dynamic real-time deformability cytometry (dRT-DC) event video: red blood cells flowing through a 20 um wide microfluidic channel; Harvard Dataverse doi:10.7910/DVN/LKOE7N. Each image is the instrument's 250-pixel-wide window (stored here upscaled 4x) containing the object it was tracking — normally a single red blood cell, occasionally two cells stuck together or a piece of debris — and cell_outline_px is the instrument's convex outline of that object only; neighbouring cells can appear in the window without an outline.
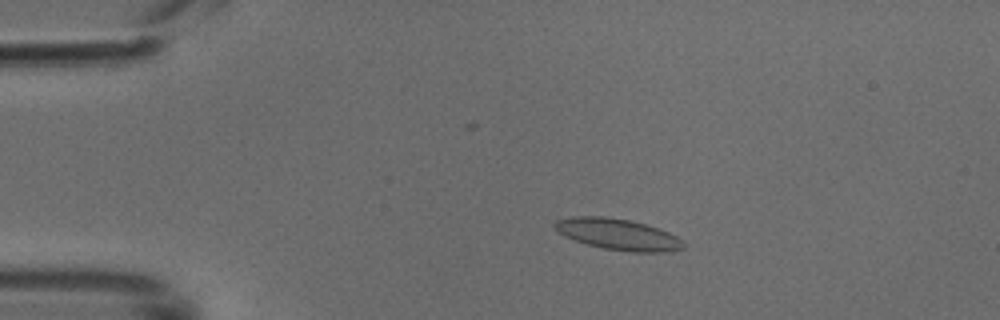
{"species": "common noctule bat (a hibernating species)", "species_latin": "Nyctalus noctula", "temperature_condition": "cold", "stored_images_in_passage": 49, "camera_frame_rate_fps": 3000, "um_per_image_px": 0.085, "animal": {"sex": "male", "body_mass_g": 18.8}, "frame": {"image": 1, "passage_image": 9, "time_ms": 2.667, "image_size_px": [1000, 320], "cell_outline_px": [[684, 248], [664, 252], [632, 252], [604, 248], [588, 244], [564, 236], [556, 232], [552, 224], [556, 220], [572, 216], [604, 216], [632, 220], [668, 232], [684, 240]], "centroid_in_image_um": [52.49, 19.9], "position_along_channel_um": 32.5, "area_um2": 23.41}}
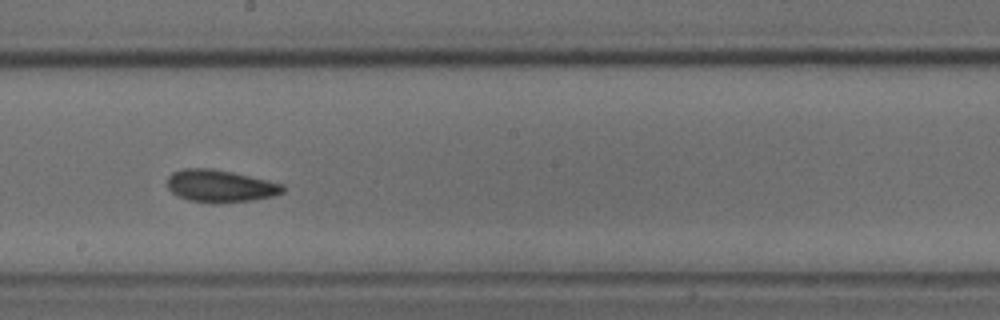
{"frame": {"image": 2, "passage_image": 27, "time_ms": 8.667, "image_size_px": [1000, 320], "cell_outline_px": [[284, 192], [272, 196], [252, 200], [216, 204], [212, 204], [188, 200], [172, 192], [168, 188], [168, 176], [172, 172], [184, 168], [212, 168], [232, 172], [284, 184]], "centroid_in_image_um": [18.71, 15.81], "position_along_channel_um": 229.5, "area_um2": 21.85}}
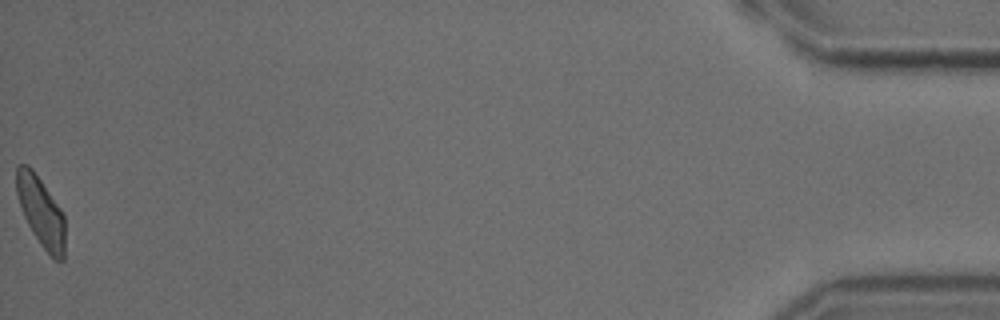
{"frame": {"image": 3, "passage_image": 49, "time_ms": 16.0, "image_size_px": [1000, 320], "cell_outline_px": [[64, 260], [52, 260], [40, 244], [32, 232], [24, 216], [16, 192], [16, 168], [20, 164], [28, 164], [32, 168], [60, 208], [64, 216]], "centroid_in_image_um": [3.47, 18.01], "position_along_channel_um": 431.7, "area_um2": 19.65}}